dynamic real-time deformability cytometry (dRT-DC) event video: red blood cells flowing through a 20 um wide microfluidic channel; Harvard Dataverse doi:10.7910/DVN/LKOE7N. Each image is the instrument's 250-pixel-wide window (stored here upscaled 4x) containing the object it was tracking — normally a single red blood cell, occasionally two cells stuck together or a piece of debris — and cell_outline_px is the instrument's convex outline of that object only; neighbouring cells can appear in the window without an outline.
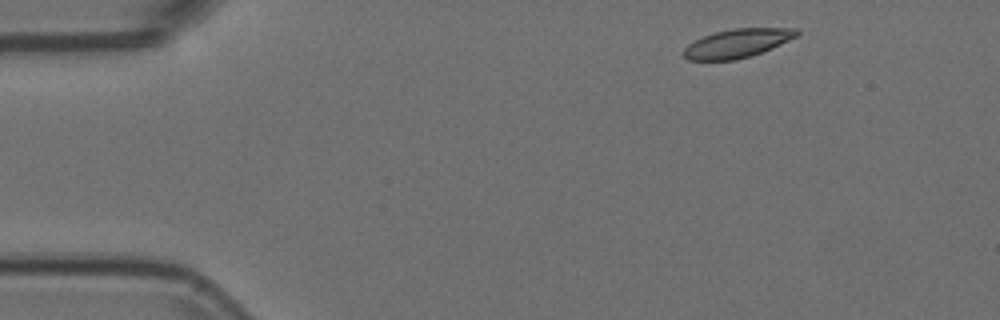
{"species": "Egyptian fruit bat (a non-hibernating species)", "species_latin": "Rousettus aegyptiacus", "temperature_condition": "room temperature", "stored_images_in_passage": 8, "camera_frame_rate_fps": 3000, "um_per_image_px": 0.085, "animal": {"sex": "female"}, "frame": {"image": 1, "passage_image": 1, "time_ms": 0.0, "image_size_px": [1000, 320], "cell_outline_px": [[800, 32], [796, 36], [772, 48], [752, 56], [736, 60], [688, 60], [684, 56], [684, 48], [688, 44], [704, 36], [716, 32], [732, 28], [800, 28]], "centroid_in_image_um": [62.69, 3.68], "position_along_channel_um": 22.3, "area_um2": 18.84}}
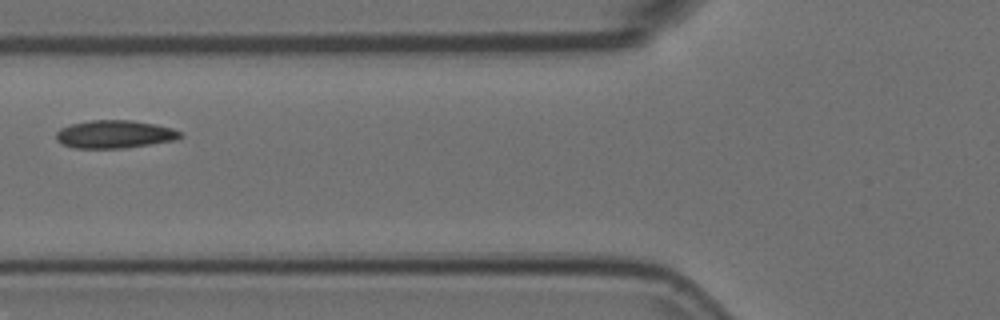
{"frame": {"image": 2, "passage_image": 5, "time_ms": 1.333, "image_size_px": [1000, 320], "cell_outline_px": [[184, 136], [176, 140], [124, 148], [72, 148], [60, 144], [56, 140], [56, 132], [60, 128], [72, 124], [92, 120], [132, 120], [172, 128], [180, 132]], "centroid_in_image_um": [9.71, 11.42], "position_along_channel_um": 116.1, "area_um2": 20.23}}
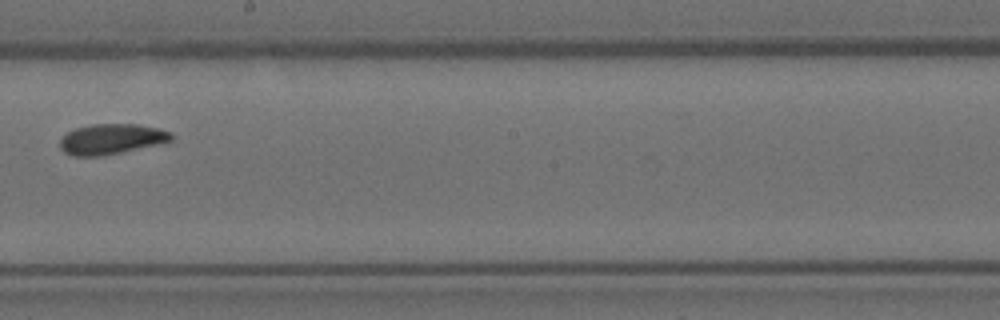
{"frame": {"image": 3, "passage_image": 8, "time_ms": 2.333, "image_size_px": [1000, 320], "cell_outline_px": [[172, 140], [104, 156], [72, 156], [64, 152], [60, 148], [60, 140], [68, 132], [76, 128], [92, 124], [136, 124], [160, 128], [172, 132]], "centroid_in_image_um": [9.45, 11.82], "position_along_channel_um": 238.8, "area_um2": 19.54}}